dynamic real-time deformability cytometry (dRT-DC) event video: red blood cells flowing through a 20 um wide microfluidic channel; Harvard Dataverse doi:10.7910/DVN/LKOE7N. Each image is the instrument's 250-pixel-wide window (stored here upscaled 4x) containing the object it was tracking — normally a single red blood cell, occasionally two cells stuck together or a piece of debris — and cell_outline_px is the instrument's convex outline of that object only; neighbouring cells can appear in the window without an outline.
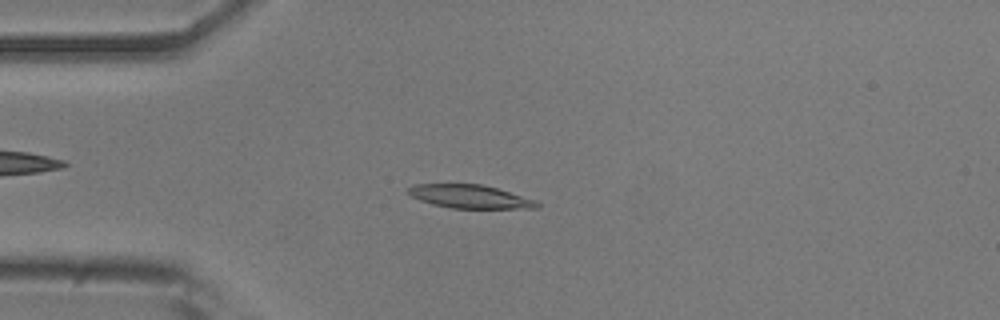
{"species": "common noctule bat (a hibernating species)", "species_latin": "Nyctalus noctula", "temperature_condition": "room temperature", "stored_images_in_passage": 54, "camera_frame_rate_fps": 3000, "um_per_image_px": 0.085, "animal": {"sex": "male", "body_mass_g": 20.5, "forearm_length_mm": 52.5}, "frame": {"image": 1, "passage_image": 13, "time_ms": 4.0, "image_size_px": [1000, 320], "cell_outline_px": [[540, 208], [452, 208], [432, 204], [420, 200], [412, 196], [408, 192], [408, 188], [416, 184], [480, 184], [496, 188], [536, 200], [540, 204]], "centroid_in_image_um": [39.96, 16.71], "position_along_channel_um": 45.0, "area_um2": 17.34}}
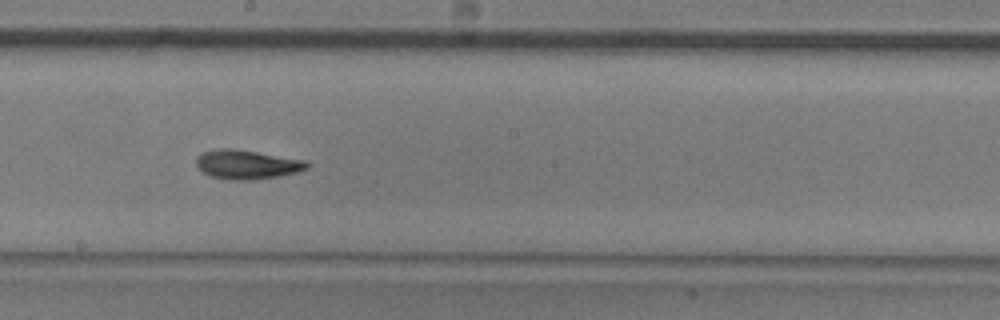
{"frame": {"image": 2, "passage_image": 29, "time_ms": 9.333, "image_size_px": [1000, 320], "cell_outline_px": [[308, 168], [296, 172], [276, 176], [248, 180], [232, 180], [212, 176], [204, 172], [196, 164], [196, 156], [200, 152], [216, 148], [232, 148], [304, 160], [308, 164]], "centroid_in_image_um": [20.92, 13.96], "position_along_channel_um": 227.3, "area_um2": 18.5}}
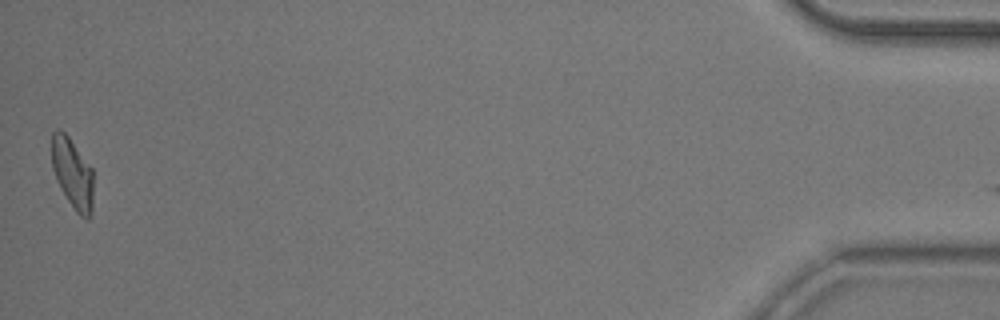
{"frame": {"image": 3, "passage_image": 53, "time_ms": 17.333, "image_size_px": [1000, 320], "cell_outline_px": [[92, 216], [88, 220], [84, 220], [76, 212], [68, 200], [56, 180], [52, 168], [52, 132], [56, 128], [60, 128], [68, 136], [92, 168]], "centroid_in_image_um": [6.16, 14.76], "position_along_channel_um": 429.0, "area_um2": 17.11}}